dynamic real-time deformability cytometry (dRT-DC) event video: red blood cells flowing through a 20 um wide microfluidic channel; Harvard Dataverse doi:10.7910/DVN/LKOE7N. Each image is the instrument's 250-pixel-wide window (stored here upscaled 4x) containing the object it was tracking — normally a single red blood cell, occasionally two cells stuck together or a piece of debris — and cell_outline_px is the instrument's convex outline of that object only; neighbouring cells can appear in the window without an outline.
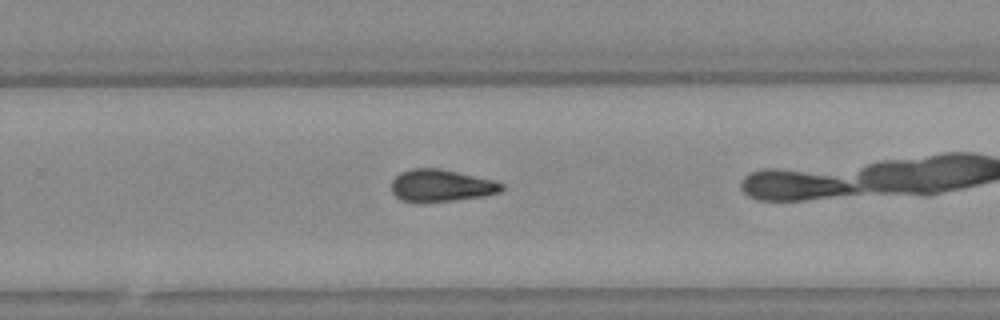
{"species": "Egyptian fruit bat (a non-hibernating species)", "species_latin": "Rousettus aegyptiacus", "temperature_condition": "warm", "stored_images_in_passage": 27, "camera_frame_rate_fps": 3000, "um_per_image_px": 0.085, "animal": {"sex": "female"}, "frame": {"image": 1, "passage_image": 20, "time_ms": 6.333, "image_size_px": [1000, 320], "cell_outline_px": [[504, 188], [500, 192], [484, 196], [424, 204], [420, 204], [404, 200], [396, 196], [392, 192], [392, 180], [400, 172], [412, 168], [440, 168], [496, 180], [504, 184]], "centroid_in_image_um": [37.51, 15.78], "position_along_channel_um": 292.3, "area_um2": 21.1}}